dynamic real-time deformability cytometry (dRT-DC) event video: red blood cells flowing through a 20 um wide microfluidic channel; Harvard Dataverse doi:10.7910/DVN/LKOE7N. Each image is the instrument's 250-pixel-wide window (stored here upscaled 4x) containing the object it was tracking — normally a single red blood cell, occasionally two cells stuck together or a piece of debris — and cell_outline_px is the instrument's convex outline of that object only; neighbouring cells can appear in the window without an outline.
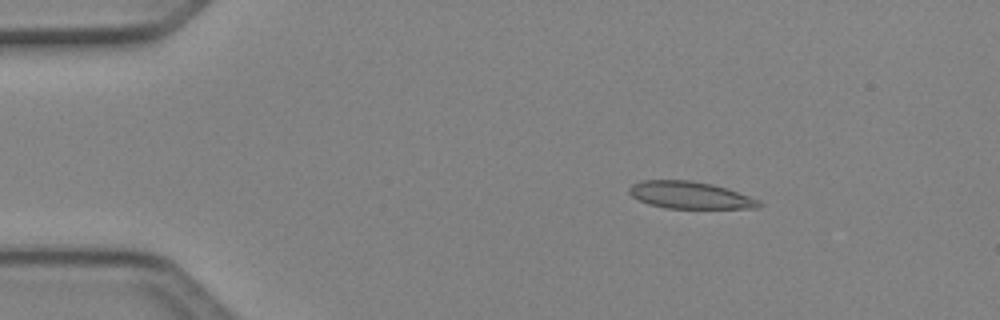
{"species": "Egyptian fruit bat (a non-hibernating species)", "species_latin": "Rousettus aegyptiacus", "temperature_condition": "cold", "stored_images_in_passage": 5, "camera_frame_rate_fps": 3000, "um_per_image_px": 0.085, "animal": {"sex": "female"}, "frame": {"image": 1, "passage_image": 3, "time_ms": 0.667, "image_size_px": [1000, 320], "cell_outline_px": [[760, 208], [664, 208], [648, 204], [632, 196], [628, 192], [628, 188], [632, 184], [640, 180], [692, 180], [712, 184], [728, 188], [760, 200]], "centroid_in_image_um": [58.63, 16.58], "position_along_channel_um": 26.4, "area_um2": 20.63}}